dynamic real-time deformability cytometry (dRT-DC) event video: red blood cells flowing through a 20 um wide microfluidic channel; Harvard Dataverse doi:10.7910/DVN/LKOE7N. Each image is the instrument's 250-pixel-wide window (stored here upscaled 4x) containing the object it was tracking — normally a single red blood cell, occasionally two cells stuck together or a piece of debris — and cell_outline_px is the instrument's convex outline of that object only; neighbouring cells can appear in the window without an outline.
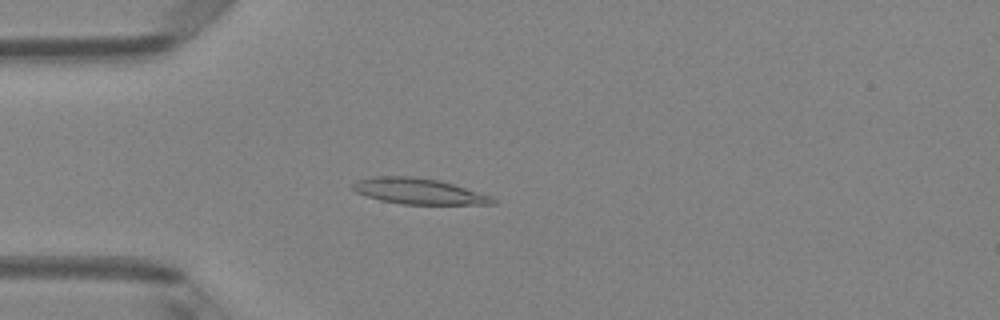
{"species": "Egyptian fruit bat (a non-hibernating species)", "species_latin": "Rousettus aegyptiacus", "temperature_condition": "room temperature", "stored_images_in_passage": 2, "camera_frame_rate_fps": 3000, "um_per_image_px": 0.085, "animal": {"sex": "female"}, "frame": {"image": 1, "passage_image": 1, "time_ms": 0.0, "image_size_px": [1000, 320], "cell_outline_px": [[496, 204], [400, 204], [380, 200], [356, 192], [352, 188], [352, 184], [356, 180], [372, 176], [412, 176], [440, 180], [492, 196], [496, 200]], "centroid_in_image_um": [35.57, 16.25], "position_along_channel_um": 49.4, "area_um2": 21.1}}